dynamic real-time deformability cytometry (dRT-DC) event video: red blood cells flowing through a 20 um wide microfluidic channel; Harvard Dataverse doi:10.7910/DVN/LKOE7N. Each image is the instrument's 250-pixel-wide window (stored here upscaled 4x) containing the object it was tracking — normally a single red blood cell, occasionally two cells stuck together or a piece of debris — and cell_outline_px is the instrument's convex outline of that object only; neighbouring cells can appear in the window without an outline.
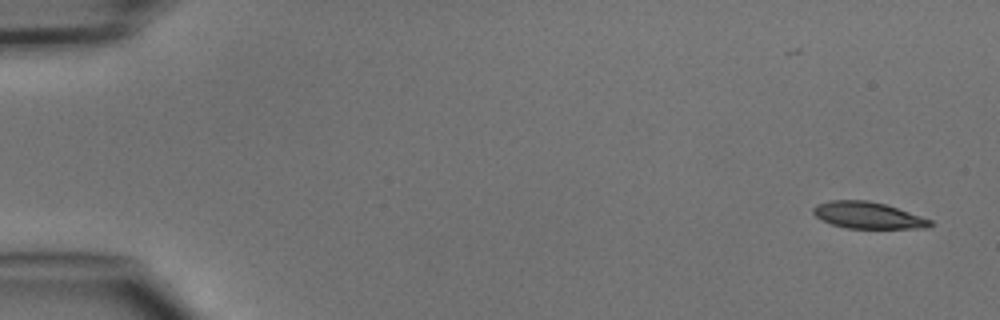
{"species": "common noctule bat (a hibernating species)", "species_latin": "Nyctalus noctula", "temperature_condition": "cold", "stored_images_in_passage": 7, "camera_frame_rate_fps": 3000, "um_per_image_px": 0.085, "animal": {"sex": "male", "body_mass_g": 15.6}, "frame": {"image": 1, "passage_image": 1, "time_ms": 0.0, "image_size_px": [1000, 320], "cell_outline_px": [[932, 224], [928, 228], [848, 228], [832, 224], [816, 216], [812, 212], [812, 208], [816, 204], [828, 200], [868, 200], [884, 204], [932, 220]], "centroid_in_image_um": [73.74, 18.29], "position_along_channel_um": 11.3, "area_um2": 17.92}}